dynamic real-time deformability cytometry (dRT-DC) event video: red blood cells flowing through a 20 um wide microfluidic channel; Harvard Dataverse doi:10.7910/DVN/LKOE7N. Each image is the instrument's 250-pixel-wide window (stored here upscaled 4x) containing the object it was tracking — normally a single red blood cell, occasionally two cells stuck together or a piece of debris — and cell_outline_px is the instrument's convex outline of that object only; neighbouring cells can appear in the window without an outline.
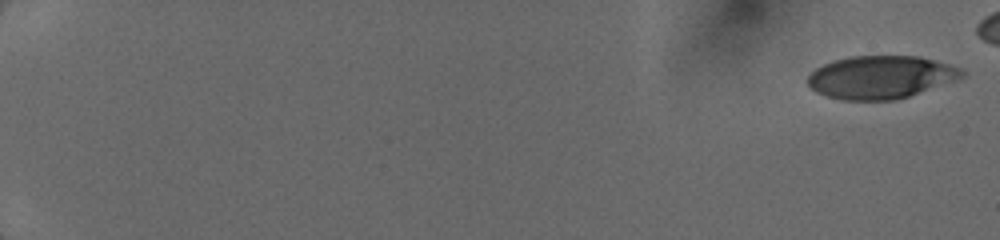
{"species": "human", "species_latin": "Homo sapiens", "temperature_condition": "cold", "stored_images_in_passage": 18, "camera_frame_rate_fps": 3000, "um_per_image_px": 0.085, "donor": {"sex": "female"}, "frame": {"image": 1, "passage_image": 1, "time_ms": 0.0, "image_size_px": [1000, 240], "cell_outline_px": [[964, 76], [956, 80], [896, 100], [844, 100], [828, 96], [816, 92], [808, 84], [808, 76], [816, 68], [832, 60], [848, 56], [920, 56], [964, 68]], "centroid_in_image_um": [74.88, 6.55], "position_along_channel_um": 10.1, "area_um2": 38.55}}
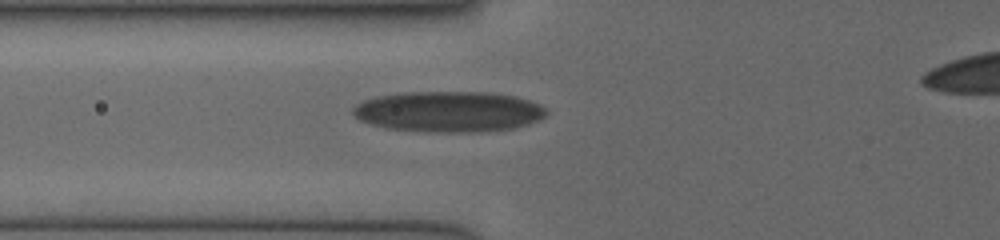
{"frame": {"image": 2, "passage_image": 14, "time_ms": 7.0, "image_size_px": [1000, 240], "cell_outline_px": [[548, 112], [540, 120], [528, 124], [512, 128], [480, 132], [436, 132], [388, 128], [372, 124], [360, 120], [352, 112], [352, 108], [356, 104], [364, 100], [376, 96], [404, 92], [492, 92], [516, 96], [528, 100], [544, 108]], "centroid_in_image_um": [38.14, 9.48], "position_along_channel_um": 87.7, "area_um2": 45.84}}
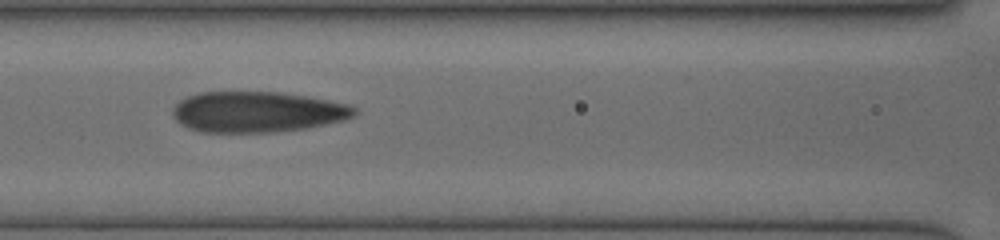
{"frame": {"image": 3, "passage_image": 17, "time_ms": 8.333, "image_size_px": [1000, 240], "cell_outline_px": [[356, 112], [352, 116], [344, 120], [304, 128], [276, 132], [200, 132], [188, 128], [180, 124], [172, 116], [172, 108], [180, 100], [188, 96], [200, 92], [280, 92], [328, 100], [348, 104], [356, 108]], "centroid_in_image_um": [21.82, 9.51], "position_along_channel_um": 144.8, "area_um2": 43.06}}